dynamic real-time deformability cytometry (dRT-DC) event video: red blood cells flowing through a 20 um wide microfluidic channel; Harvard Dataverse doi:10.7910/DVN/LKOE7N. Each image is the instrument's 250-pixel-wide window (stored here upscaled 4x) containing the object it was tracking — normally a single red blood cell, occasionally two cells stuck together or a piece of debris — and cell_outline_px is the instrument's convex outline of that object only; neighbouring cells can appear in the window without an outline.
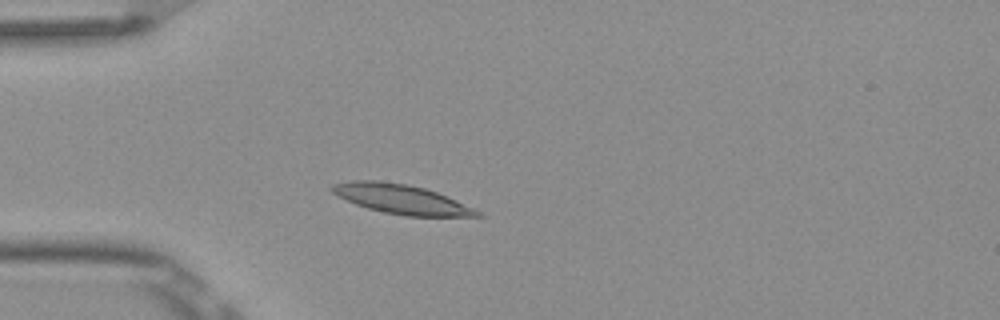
{"species": "Egyptian fruit bat (a non-hibernating species)", "species_latin": "Rousettus aegyptiacus", "temperature_condition": "room temperature", "stored_images_in_passage": 4, "camera_frame_rate_fps": 3000, "um_per_image_px": 0.085, "frame": {"image": 1, "passage_image": 2, "time_ms": 0.333, "image_size_px": [1000, 320], "cell_outline_px": [[484, 216], [404, 216], [384, 212], [368, 208], [356, 204], [336, 196], [328, 188], [332, 184], [352, 180], [380, 180], [404, 184], [424, 188], [448, 196], [484, 212]], "centroid_in_image_um": [34.12, 16.93], "position_along_channel_um": 50.9, "area_um2": 25.03}}
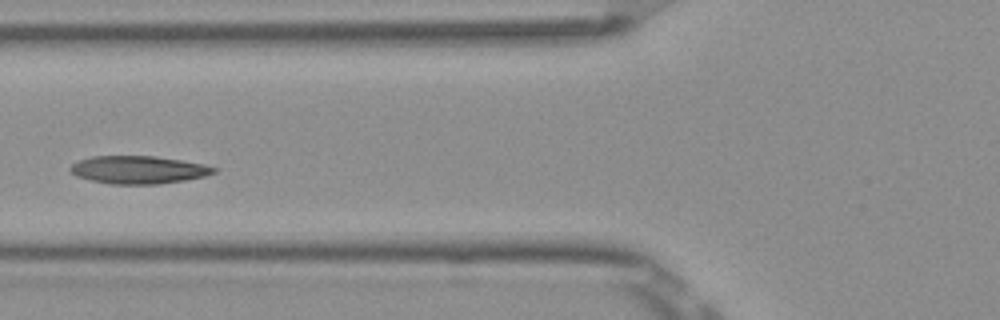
{"frame": {"image": 2, "passage_image": 4, "time_ms": 1.0, "image_size_px": [1000, 320], "cell_outline_px": [[220, 168], [216, 172], [204, 176], [184, 180], [160, 184], [112, 184], [92, 180], [76, 176], [68, 168], [72, 164], [80, 160], [92, 156], [156, 156], [204, 164]], "centroid_in_image_um": [11.79, 14.43], "position_along_channel_um": 114.0, "area_um2": 23.24}}